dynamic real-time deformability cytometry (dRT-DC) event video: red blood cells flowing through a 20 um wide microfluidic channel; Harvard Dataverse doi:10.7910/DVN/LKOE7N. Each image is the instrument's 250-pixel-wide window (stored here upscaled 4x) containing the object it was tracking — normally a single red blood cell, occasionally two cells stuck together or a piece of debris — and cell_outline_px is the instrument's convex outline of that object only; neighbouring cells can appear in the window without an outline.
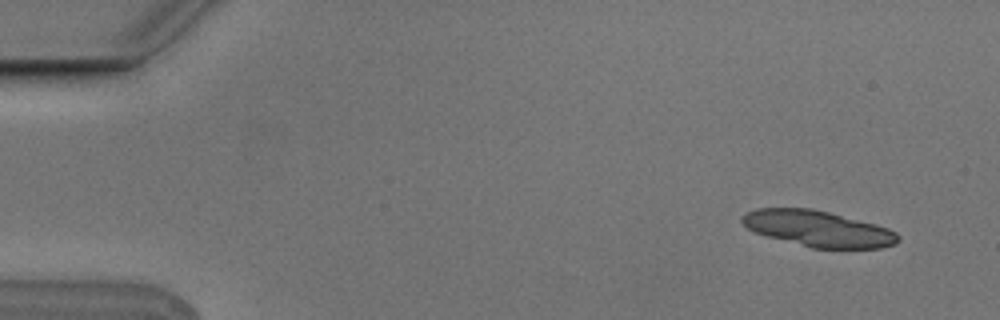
{"species": "Egyptian fruit bat (a non-hibernating species)", "species_latin": "Rousettus aegyptiacus", "temperature_condition": "cold", "stored_images_in_passage": 5, "camera_frame_rate_fps": 3000, "um_per_image_px": 0.085, "animal": {"sex": "male"}, "frame": {"image": 1, "passage_image": 1, "time_ms": 0.0, "image_size_px": [1000, 320], "cell_outline_px": [[900, 240], [896, 244], [880, 248], [812, 248], [768, 236], [756, 232], [748, 228], [740, 220], [740, 216], [756, 208], [812, 208], [876, 224], [888, 228], [896, 232], [900, 236]], "centroid_in_image_um": [69.56, 19.43], "position_along_channel_um": 15.4, "area_um2": 32.54}}